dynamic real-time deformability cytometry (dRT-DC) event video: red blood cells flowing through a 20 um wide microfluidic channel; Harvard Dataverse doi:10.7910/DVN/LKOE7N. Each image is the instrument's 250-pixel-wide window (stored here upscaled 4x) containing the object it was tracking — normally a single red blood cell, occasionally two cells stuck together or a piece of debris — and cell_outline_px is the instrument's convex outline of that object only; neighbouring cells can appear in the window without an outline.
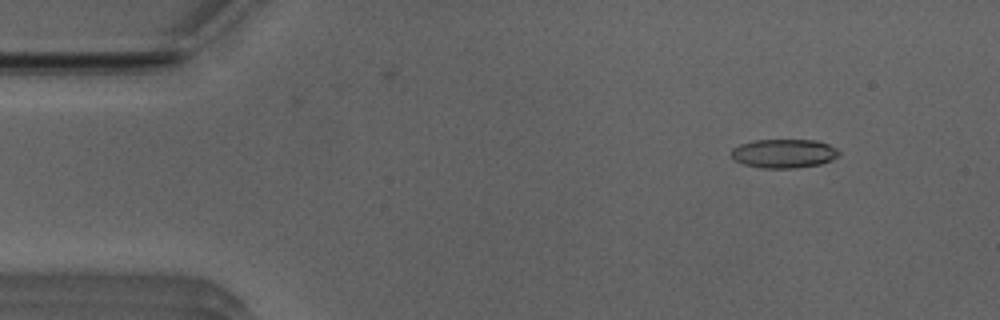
{"species": "Egyptian fruit bat (a non-hibernating species)", "species_latin": "Rousettus aegyptiacus", "temperature_condition": "room temperature", "stored_images_in_passage": 50, "camera_frame_rate_fps": 3000, "um_per_image_px": 0.085, "animal": {"sex": "male"}, "frame": {"image": 1, "passage_image": 4, "time_ms": 1.0, "image_size_px": [1000, 320], "cell_outline_px": [[840, 152], [832, 160], [820, 164], [796, 168], [760, 168], [744, 164], [736, 160], [732, 156], [732, 148], [740, 144], [756, 140], [816, 140], [828, 144], [836, 148]], "centroid_in_image_um": [66.64, 13.05], "position_along_channel_um": 18.4, "area_um2": 18.03}}
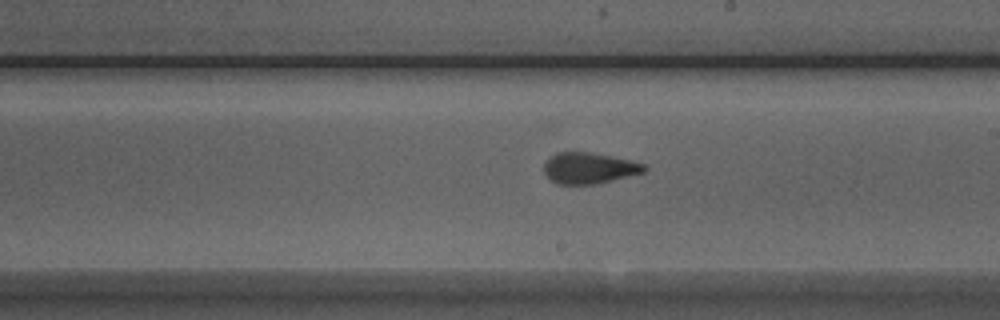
{"frame": {"image": 2, "passage_image": 27, "time_ms": 8.667, "image_size_px": [1000, 320], "cell_outline_px": [[648, 168], [644, 172], [596, 184], [556, 184], [544, 172], [544, 164], [556, 152], [588, 152], [612, 156], [644, 164]], "centroid_in_image_um": [50.07, 14.29], "position_along_channel_um": 238.9, "area_um2": 17.92}}
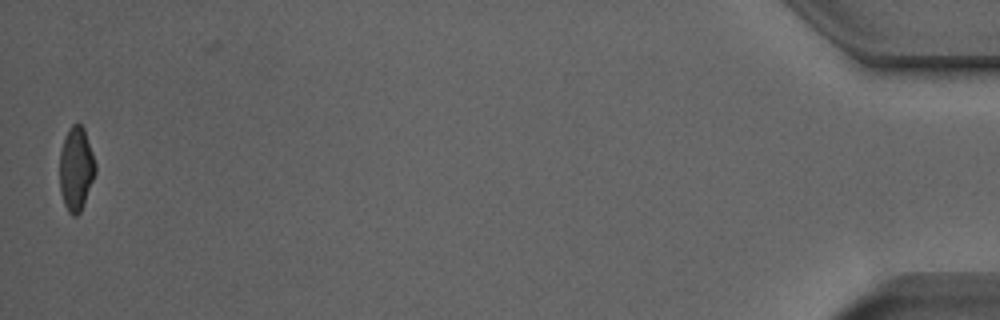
{"frame": {"image": 3, "passage_image": 49, "time_ms": 16.0, "image_size_px": [1000, 320], "cell_outline_px": [[96, 172], [84, 204], [80, 212], [76, 216], [72, 216], [68, 212], [64, 204], [60, 192], [60, 152], [64, 136], [68, 128], [72, 124], [80, 124], [84, 128], [96, 164]], "centroid_in_image_um": [6.46, 14.35], "position_along_channel_um": 428.7, "area_um2": 17.57}, "authors_computed_cell_mechanics": {"area_um2": 18.3226, "velocity_mm_per_s": 3.9857, "shape_relaxation_time_tau1_ms": null, "shape_relaxation_time_tau2_ms": 1.3821, "deformation_change_tau1": null, "deformation_change_tau2": 0.0899}}